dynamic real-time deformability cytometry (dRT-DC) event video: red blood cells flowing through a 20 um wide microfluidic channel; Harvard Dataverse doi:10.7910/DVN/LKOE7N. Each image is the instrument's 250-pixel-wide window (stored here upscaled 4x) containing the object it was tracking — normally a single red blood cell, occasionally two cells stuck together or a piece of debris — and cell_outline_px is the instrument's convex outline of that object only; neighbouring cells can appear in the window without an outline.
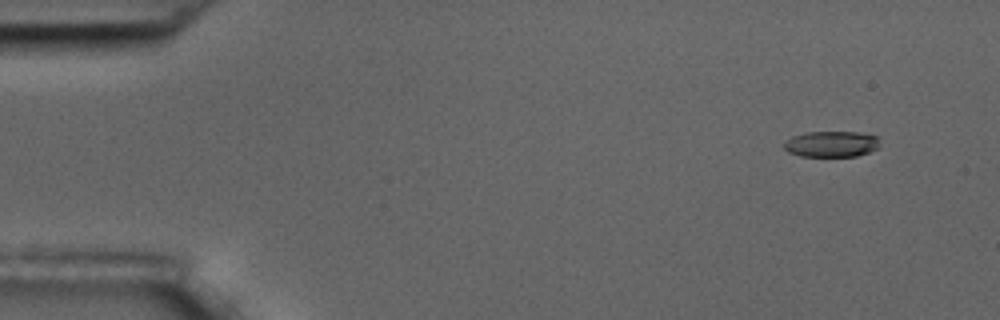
{"species": "common noctule bat (a hibernating species)", "species_latin": "Nyctalus noctula", "temperature_condition": "room temperature", "stored_images_in_passage": 5, "camera_frame_rate_fps": 3000, "um_per_image_px": 0.085, "animal": {"sex": "male", "body_mass_g": 17.5, "forearm_length_mm": 52.3}, "frame": {"image": 1, "passage_image": 1, "time_ms": 0.0, "image_size_px": [1000, 320], "cell_outline_px": [[880, 148], [856, 156], [800, 156], [788, 152], [784, 148], [784, 144], [792, 136], [808, 132], [860, 132], [876, 136]], "centroid_in_image_um": [70.68, 12.24], "position_along_channel_um": 14.3, "area_um2": 14.39}}
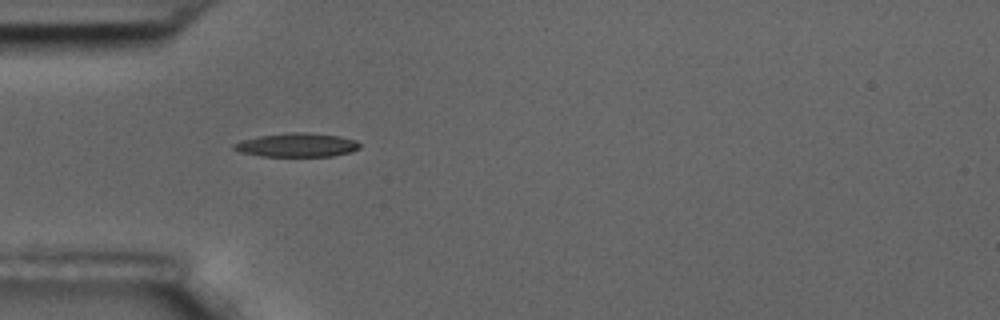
{"frame": {"image": 2, "passage_image": 4, "time_ms": 4.333, "image_size_px": [1000, 320], "cell_outline_px": [[360, 148], [352, 152], [332, 156], [260, 156], [240, 152], [232, 148], [232, 144], [244, 140], [260, 136], [292, 132], [304, 132], [340, 136], [356, 140], [360, 144]], "centroid_in_image_um": [25.27, 12.33], "position_along_channel_um": 59.7, "area_um2": 17.4}}